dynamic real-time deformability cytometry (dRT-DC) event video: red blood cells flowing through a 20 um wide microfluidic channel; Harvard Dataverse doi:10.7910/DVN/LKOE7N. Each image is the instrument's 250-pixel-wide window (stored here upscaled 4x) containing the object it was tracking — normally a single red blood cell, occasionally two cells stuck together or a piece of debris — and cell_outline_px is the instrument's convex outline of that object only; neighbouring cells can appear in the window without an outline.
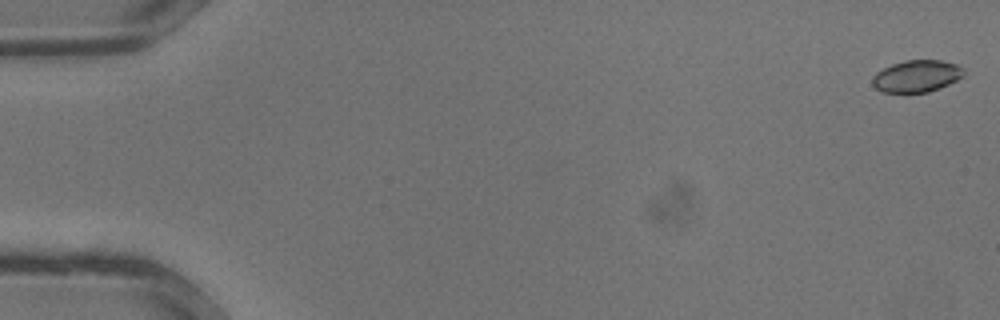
{"species": "common noctule bat (a hibernating species)", "species_latin": "Nyctalus noctula", "temperature_condition": "warm", "stored_images_in_passage": 35, "camera_frame_rate_fps": 3000, "um_per_image_px": 0.085, "animal": {"sex": "male", "body_mass_g": 13.3}, "frame": {"image": 1, "passage_image": 1, "time_ms": 0.0, "image_size_px": [1000, 320], "cell_outline_px": [[964, 76], [940, 88], [928, 92], [880, 92], [872, 84], [872, 76], [876, 72], [892, 64], [904, 60], [940, 60], [956, 64], [964, 68]], "centroid_in_image_um": [77.91, 6.47], "position_along_channel_um": 7.1, "area_um2": 17.05}}
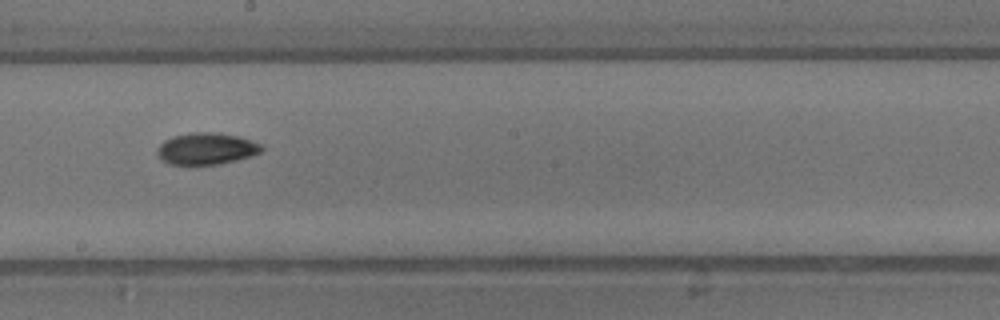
{"frame": {"image": 2, "passage_image": 20, "time_ms": 6.333, "image_size_px": [1000, 320], "cell_outline_px": [[264, 148], [260, 152], [252, 156], [220, 164], [168, 164], [160, 160], [156, 152], [156, 148], [164, 140], [172, 136], [192, 132], [220, 132], [240, 136], [260, 144]], "centroid_in_image_um": [17.52, 12.62], "position_along_channel_um": 230.7, "area_um2": 19.54}}
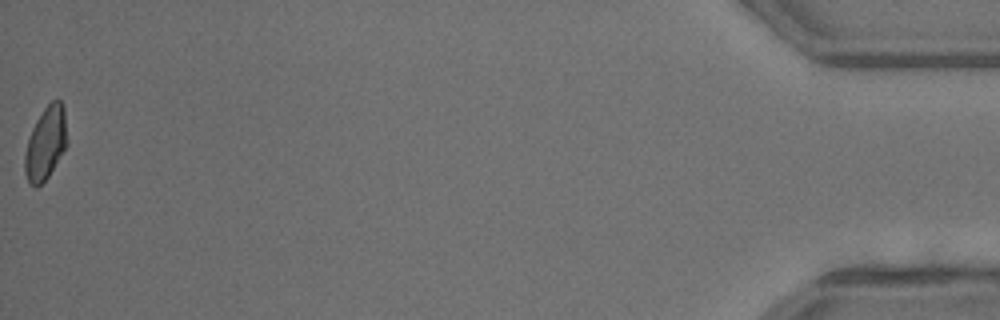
{"frame": {"image": 3, "passage_image": 35, "time_ms": 11.333, "image_size_px": [1000, 320], "cell_outline_px": [[68, 144], [48, 176], [36, 188], [28, 184], [24, 172], [24, 156], [28, 140], [32, 128], [36, 120], [44, 108], [52, 100], [60, 100], [64, 108], [68, 140]], "centroid_in_image_um": [3.88, 12.19], "position_along_channel_um": 431.3, "area_um2": 18.09}}